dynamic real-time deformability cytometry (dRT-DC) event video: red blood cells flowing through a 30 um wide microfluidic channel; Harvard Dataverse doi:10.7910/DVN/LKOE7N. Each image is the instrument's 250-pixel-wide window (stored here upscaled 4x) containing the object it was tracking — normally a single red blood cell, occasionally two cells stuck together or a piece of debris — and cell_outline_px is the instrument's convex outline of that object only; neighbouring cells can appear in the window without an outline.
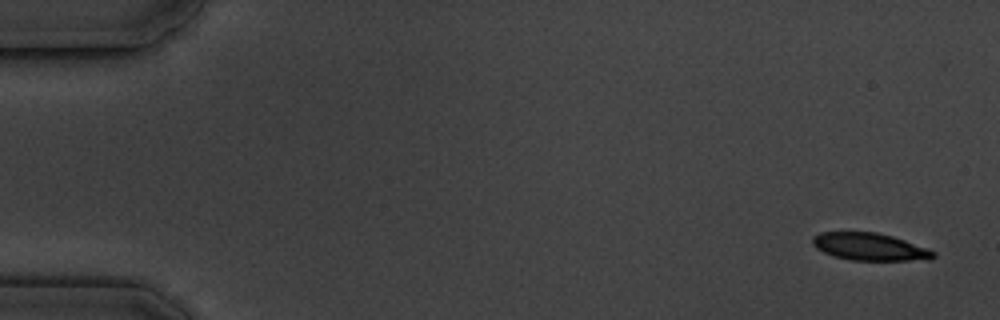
{"species": "common noctule bat (a hibernating species)", "species_latin": "Nyctalus noctula", "temperature_condition": "cold", "stored_images_in_passage": 5, "camera_frame_rate_fps": 3000, "um_per_image_px": 0.085, "animal": {"sex": "male", "body_mass_g": 19.5, "forearm_length_mm": 54.6}, "frame": {"image": 1, "passage_image": 1, "time_ms": 0.0, "image_size_px": [1000, 320], "cell_outline_px": [[936, 256], [928, 260], [852, 260], [832, 256], [816, 248], [812, 244], [812, 236], [820, 232], [876, 232], [892, 236], [928, 248], [936, 252]], "centroid_in_image_um": [73.92, 20.97], "position_along_channel_um": 11.1, "area_um2": 19.36}}
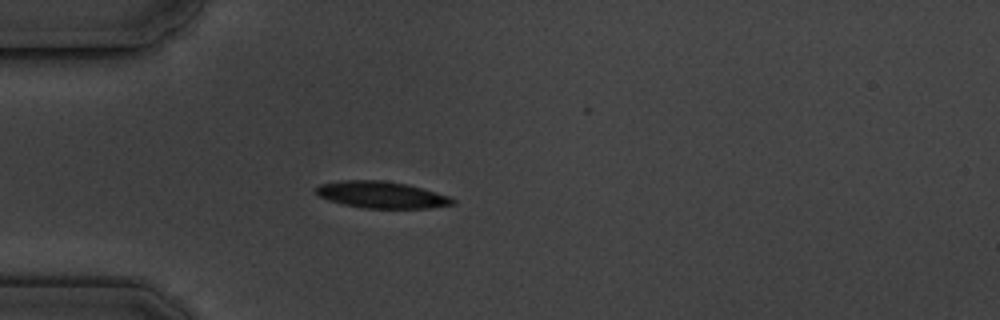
{"frame": {"image": 2, "passage_image": 5, "time_ms": 4.667, "image_size_px": [1000, 320], "cell_outline_px": [[456, 204], [432, 208], [364, 208], [344, 204], [328, 200], [320, 196], [316, 192], [316, 188], [320, 184], [344, 180], [380, 180], [408, 184], [436, 192], [448, 196], [456, 200]], "centroid_in_image_um": [32.47, 16.56], "position_along_channel_um": 52.5, "area_um2": 21.21}}